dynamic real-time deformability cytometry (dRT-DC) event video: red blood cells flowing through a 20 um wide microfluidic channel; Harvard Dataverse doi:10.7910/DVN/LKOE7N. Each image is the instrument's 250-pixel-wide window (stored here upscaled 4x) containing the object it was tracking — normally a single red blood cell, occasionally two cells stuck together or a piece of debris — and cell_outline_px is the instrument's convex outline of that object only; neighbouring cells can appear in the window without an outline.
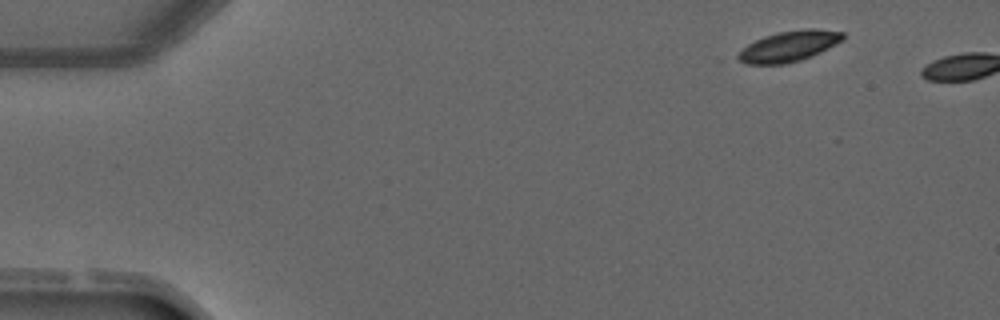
{"species": "common noctule bat (a hibernating species)", "species_latin": "Nyctalus noctula", "temperature_condition": "warm", "stored_images_in_passage": 2, "camera_frame_rate_fps": 3000, "um_per_image_px": 0.085, "animal": {"sex": "male", "forearm_length_mm": 52.5}, "frame": {"image": 1, "passage_image": 1, "time_ms": 0.0, "image_size_px": [1000, 320], "cell_outline_px": [[844, 40], [812, 56], [800, 60], [784, 64], [748, 64], [740, 60], [736, 56], [748, 44], [764, 36], [776, 32], [804, 28], [812, 28], [844, 32]], "centroid_in_image_um": [67.1, 3.91], "position_along_channel_um": 17.9, "area_um2": 18.67}}